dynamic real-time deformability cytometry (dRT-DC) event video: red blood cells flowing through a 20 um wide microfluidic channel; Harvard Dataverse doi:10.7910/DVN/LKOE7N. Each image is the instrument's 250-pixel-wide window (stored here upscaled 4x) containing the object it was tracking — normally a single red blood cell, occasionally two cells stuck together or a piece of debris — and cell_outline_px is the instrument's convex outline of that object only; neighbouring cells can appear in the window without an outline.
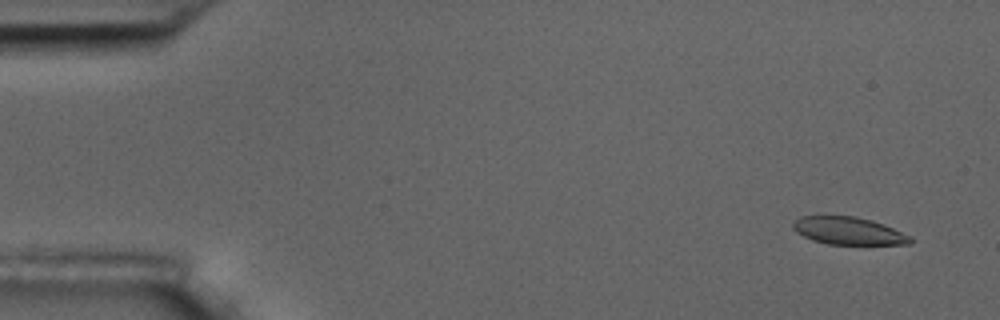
{"species": "common noctule bat (a hibernating species)", "species_latin": "Nyctalus noctula", "temperature_condition": "room temperature", "stored_images_in_passage": 4, "camera_frame_rate_fps": 3000, "um_per_image_px": 0.085, "animal": {"sex": "male", "body_mass_g": 17.5, "forearm_length_mm": 52.3}, "frame": {"image": 1, "passage_image": 1, "time_ms": 0.0, "image_size_px": [1000, 320], "cell_outline_px": [[912, 244], [828, 244], [812, 240], [796, 232], [792, 228], [792, 224], [800, 216], [852, 216], [872, 220], [884, 224], [912, 236]], "centroid_in_image_um": [72.13, 19.62], "position_along_channel_um": 12.9, "area_um2": 18.84}}
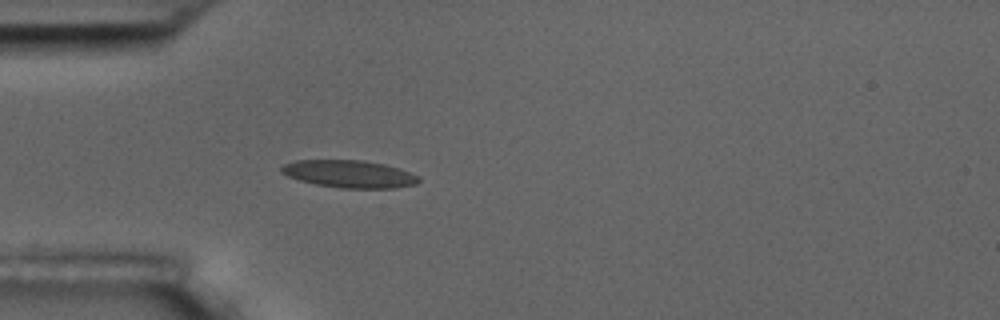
{"frame": {"image": 2, "passage_image": 4, "time_ms": 4.333, "image_size_px": [1000, 320], "cell_outline_px": [[420, 180], [416, 184], [392, 188], [340, 188], [316, 184], [300, 180], [288, 176], [280, 172], [280, 168], [284, 164], [296, 160], [364, 160], [384, 164], [400, 168], [420, 176]], "centroid_in_image_um": [29.7, 14.78], "position_along_channel_um": 55.3, "area_um2": 22.02}}